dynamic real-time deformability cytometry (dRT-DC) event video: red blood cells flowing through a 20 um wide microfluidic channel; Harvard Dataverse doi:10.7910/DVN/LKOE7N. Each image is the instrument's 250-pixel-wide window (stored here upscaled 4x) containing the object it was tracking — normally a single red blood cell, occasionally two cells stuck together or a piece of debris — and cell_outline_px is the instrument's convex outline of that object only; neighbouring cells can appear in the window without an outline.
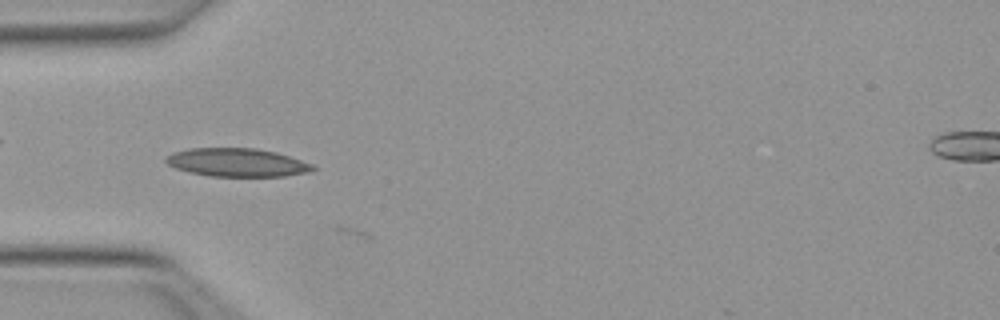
{"species": "Egyptian fruit bat (a non-hibernating species)", "species_latin": "Rousettus aegyptiacus", "temperature_condition": "warm", "stored_images_in_passage": 42, "camera_frame_rate_fps": 3000, "um_per_image_px": 0.085, "animal": {"sex": "female"}, "frame": {"image": 1, "passage_image": 15, "time_ms": 4.667, "image_size_px": [1000, 320], "cell_outline_px": [[316, 168], [308, 172], [284, 176], [208, 176], [188, 172], [176, 168], [168, 164], [164, 160], [172, 152], [188, 148], [256, 148], [276, 152], [312, 164]], "centroid_in_image_um": [20.11, 13.81], "position_along_channel_um": 64.9, "area_um2": 24.16}, "authors_computed_cell_mechanics": {"area_um2": 21.964, "velocity_mm_per_s": 4.0122, "shape_relaxation_time_tau1_ms": null, "shape_relaxation_time_tau2_ms": 3.7858, "deformation_change_tau1": null, "deformation_change_tau2": 0.0981}}